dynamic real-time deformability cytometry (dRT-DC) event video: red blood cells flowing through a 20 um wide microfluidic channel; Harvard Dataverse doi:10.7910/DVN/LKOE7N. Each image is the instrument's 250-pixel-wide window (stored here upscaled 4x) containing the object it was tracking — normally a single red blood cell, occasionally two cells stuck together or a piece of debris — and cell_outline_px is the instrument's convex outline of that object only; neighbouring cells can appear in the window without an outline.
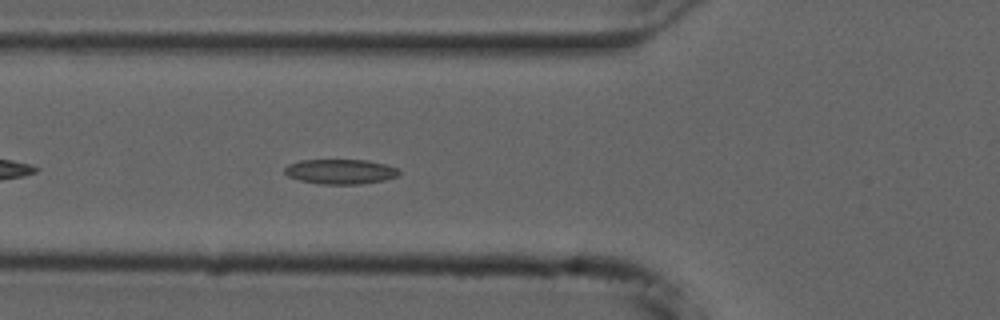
{"species": "common noctule bat (a hibernating species)", "species_latin": "Nyctalus noctula", "temperature_condition": "cold", "stored_images_in_passage": 42, "camera_frame_rate_fps": 3000, "um_per_image_px": 0.085, "animal": {"sex": "male", "forearm_length_mm": 52.5}, "frame": {"image": 1, "passage_image": 6, "time_ms": 1.667, "image_size_px": [1000, 320], "cell_outline_px": [[400, 172], [396, 176], [384, 180], [360, 184], [320, 184], [300, 180], [288, 176], [284, 172], [284, 168], [288, 164], [300, 160], [368, 160], [388, 164], [396, 168]], "centroid_in_image_um": [28.93, 14.58], "position_along_channel_um": 96.9, "area_um2": 16.59}}
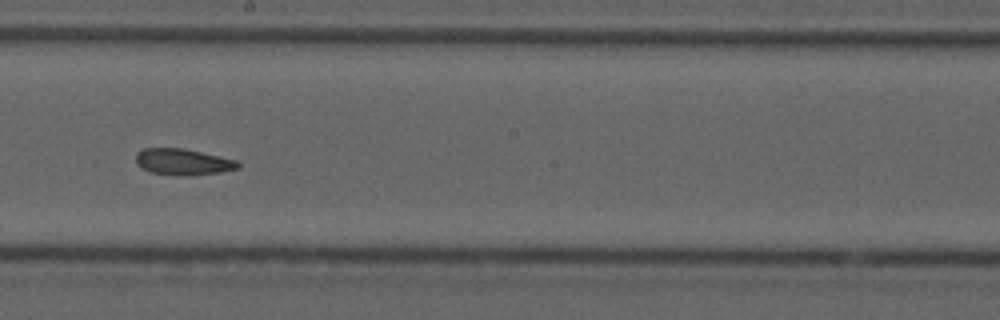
{"frame": {"image": 2, "passage_image": 17, "time_ms": 5.333, "image_size_px": [1000, 320], "cell_outline_px": [[240, 168], [220, 172], [188, 176], [180, 176], [152, 172], [136, 164], [136, 152], [144, 148], [184, 148], [220, 156], [236, 160], [240, 164]], "centroid_in_image_um": [15.56, 13.75], "position_along_channel_um": 232.6, "area_um2": 15.66}}
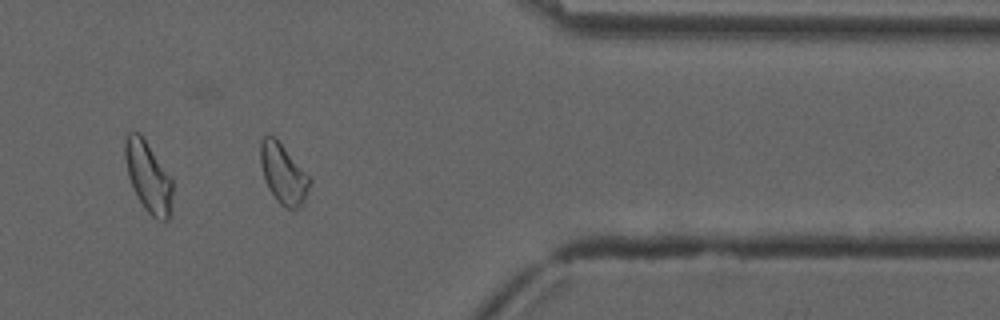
{"frame": {"image": 3, "passage_image": 31, "time_ms": 10.0, "image_size_px": [1000, 320], "cell_outline_px": [[312, 180], [300, 204], [292, 212], [280, 204], [276, 200], [268, 188], [264, 180], [260, 164], [260, 144], [264, 136], [272, 136], [284, 148]], "centroid_in_image_um": [24.03, 14.81], "position_along_channel_um": 387.4, "area_um2": 16.65}, "authors_computed_cell_mechanics": {"area_um2": 16.5019, "velocity_mm_per_s": 3.7049, "shape_relaxation_time_tau1_ms": null, "shape_relaxation_time_tau2_ms": 2.3622, "deformation_change_tau1": null, "deformation_change_tau2": 0.0832}}